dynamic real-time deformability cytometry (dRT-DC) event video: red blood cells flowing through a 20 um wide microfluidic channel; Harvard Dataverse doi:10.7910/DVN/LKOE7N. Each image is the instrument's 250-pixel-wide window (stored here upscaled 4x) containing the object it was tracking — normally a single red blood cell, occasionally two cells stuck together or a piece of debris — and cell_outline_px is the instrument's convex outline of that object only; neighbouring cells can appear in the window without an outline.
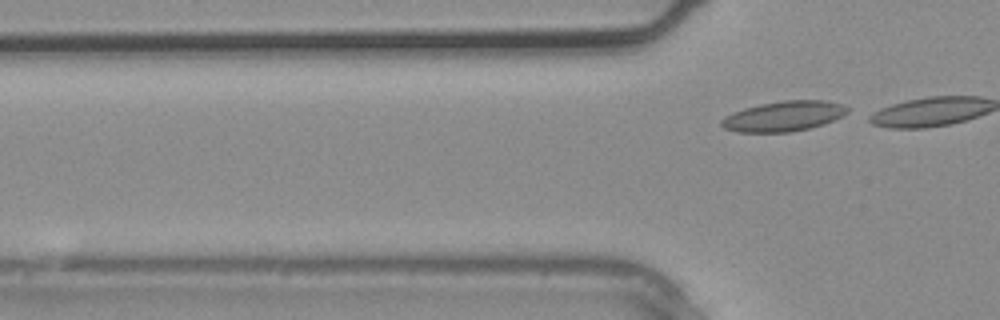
{"species": "common noctule bat (a hibernating species)", "species_latin": "Nyctalus noctula", "temperature_condition": "warm", "stored_images_in_passage": 2, "camera_frame_rate_fps": 3000, "um_per_image_px": 0.085, "animal": {"sex": "male", "body_mass_g": 20.4}, "frame": {"image": 1, "passage_image": 2, "time_ms": 0.333, "image_size_px": [1000, 320], "cell_outline_px": [[848, 112], [844, 116], [824, 124], [792, 132], [736, 132], [724, 128], [720, 124], [720, 120], [724, 116], [732, 112], [744, 108], [760, 104], [784, 100], [824, 100], [844, 104], [848, 108]], "centroid_in_image_um": [66.61, 9.87], "position_along_channel_um": 59.2, "area_um2": 22.37}}